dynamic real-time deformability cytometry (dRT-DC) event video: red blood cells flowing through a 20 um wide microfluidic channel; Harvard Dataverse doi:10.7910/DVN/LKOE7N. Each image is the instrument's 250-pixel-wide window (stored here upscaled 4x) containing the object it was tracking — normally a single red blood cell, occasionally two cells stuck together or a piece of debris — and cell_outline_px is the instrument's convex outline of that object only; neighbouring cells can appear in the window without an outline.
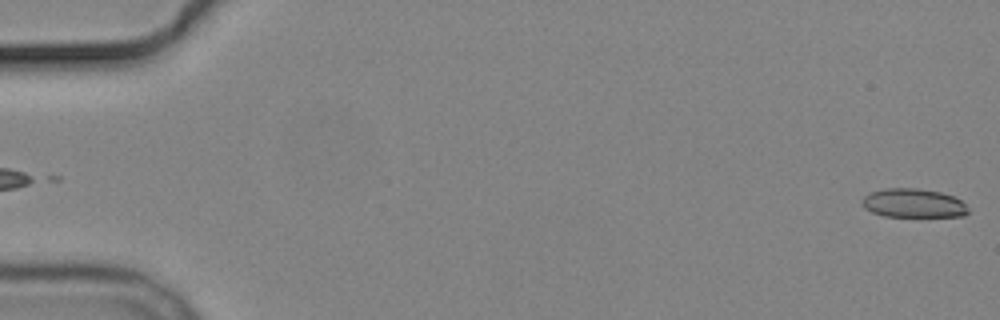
{"species": "common noctule bat (a hibernating species)", "species_latin": "Nyctalus noctula", "temperature_condition": "cold", "stored_images_in_passage": 3, "segment_of_instrument_passage": [2, 2], "camera_frame_rate_fps": 3000, "um_per_image_px": 0.085, "animal": {"sex": "male", "body_mass_g": 19.2, "forearm_length_mm": 51.8}, "frame": {"image": 1, "passage_image": 3, "time_ms": 3.333, "image_size_px": [1000, 320], "cell_outline_px": [[968, 212], [964, 216], [884, 216], [872, 212], [864, 208], [860, 204], [860, 200], [868, 192], [884, 188], [920, 188], [940, 192], [952, 196], [960, 200], [968, 208]], "centroid_in_image_um": [77.57, 17.26], "position_along_channel_um": 7.4, "area_um2": 17.98}}